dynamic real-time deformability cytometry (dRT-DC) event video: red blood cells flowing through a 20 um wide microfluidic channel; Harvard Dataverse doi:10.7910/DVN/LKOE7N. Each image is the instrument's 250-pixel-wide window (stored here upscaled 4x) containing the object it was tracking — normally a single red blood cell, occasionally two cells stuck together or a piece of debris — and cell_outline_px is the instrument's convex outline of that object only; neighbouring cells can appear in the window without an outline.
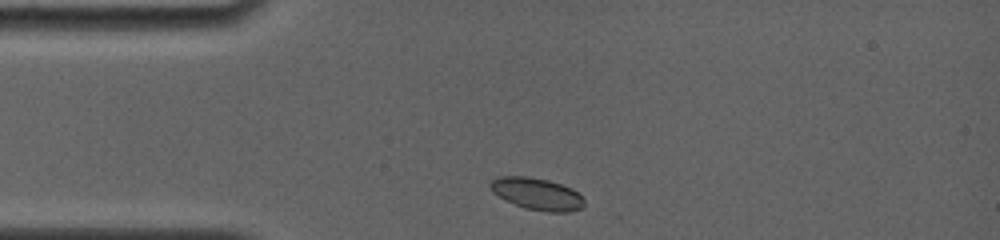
{"species": "common noctule bat (a hibernating species)", "species_latin": "Nyctalus noctula", "temperature_condition": "room temperature", "stored_images_in_passage": 7, "camera_frame_rate_fps": 4000, "um_per_image_px": 0.085, "animal": {"sex": "female", "body_mass_g": 19.0, "forearm_length_mm": 56.7}, "frame": {"image": 1, "passage_image": 1, "time_ms": 0.0, "image_size_px": [1000, 240], "cell_outline_px": [[584, 208], [568, 212], [548, 212], [524, 208], [492, 192], [488, 188], [488, 184], [492, 180], [500, 176], [528, 176], [548, 180], [572, 188], [584, 200]], "centroid_in_image_um": [45.64, 16.47], "position_along_channel_um": 39.4, "area_um2": 17.46}}
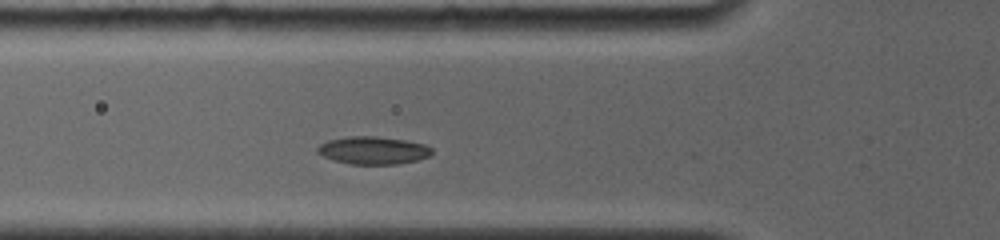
{"frame": {"image": 2, "passage_image": 4, "time_ms": 2.0, "image_size_px": [1000, 240], "cell_outline_px": [[432, 152], [428, 156], [416, 160], [396, 164], [352, 164], [336, 160], [324, 156], [316, 152], [316, 148], [320, 144], [328, 140], [348, 136], [376, 136], [404, 140], [424, 144], [432, 148]], "centroid_in_image_um": [31.7, 12.77], "position_along_channel_um": 94.1, "area_um2": 18.26}}
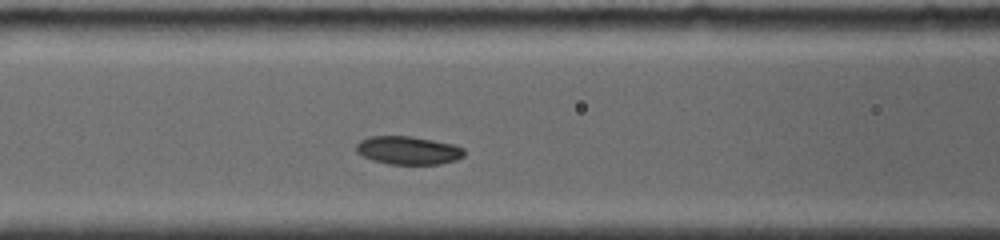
{"frame": {"image": 3, "passage_image": 6, "time_ms": 3.0, "image_size_px": [1000, 240], "cell_outline_px": [[464, 156], [456, 160], [440, 164], [388, 164], [372, 160], [356, 152], [356, 144], [360, 140], [368, 136], [412, 136], [452, 144], [464, 148]], "centroid_in_image_um": [34.68, 12.78], "position_along_channel_um": 131.9, "area_um2": 17.8}}